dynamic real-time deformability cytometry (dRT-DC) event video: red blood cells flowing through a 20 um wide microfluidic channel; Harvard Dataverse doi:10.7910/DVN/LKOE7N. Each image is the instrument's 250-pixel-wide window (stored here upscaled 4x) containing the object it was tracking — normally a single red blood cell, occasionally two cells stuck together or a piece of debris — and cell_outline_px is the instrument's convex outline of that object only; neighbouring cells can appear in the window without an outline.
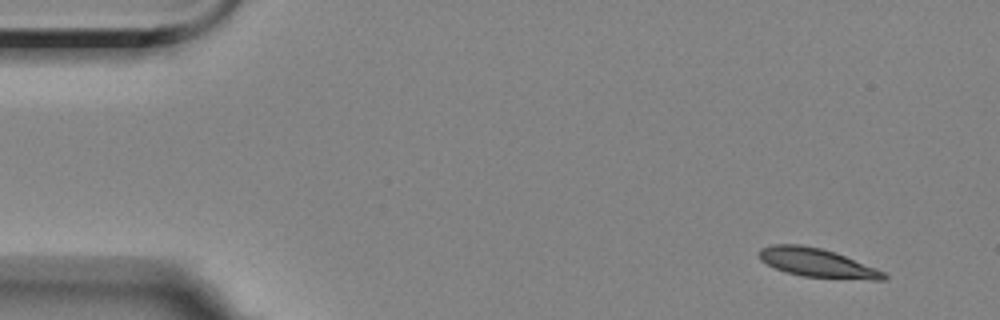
{"species": "Egyptian fruit bat (a non-hibernating species)", "species_latin": "Rousettus aegyptiacus", "temperature_condition": "room temperature", "stored_images_in_passage": 14, "camera_frame_rate_fps": 3000, "um_per_image_px": 0.085, "animal": {"sex": "female"}, "frame": {"image": 1, "passage_image": 1, "time_ms": 0.0, "image_size_px": [1000, 320], "cell_outline_px": [[888, 276], [884, 280], [872, 280], [804, 276], [784, 272], [760, 260], [760, 248], [772, 244], [800, 244], [820, 248], [836, 252], [876, 268], [884, 272]], "centroid_in_image_um": [69.47, 22.33], "position_along_channel_um": 15.5, "area_um2": 20.81}}
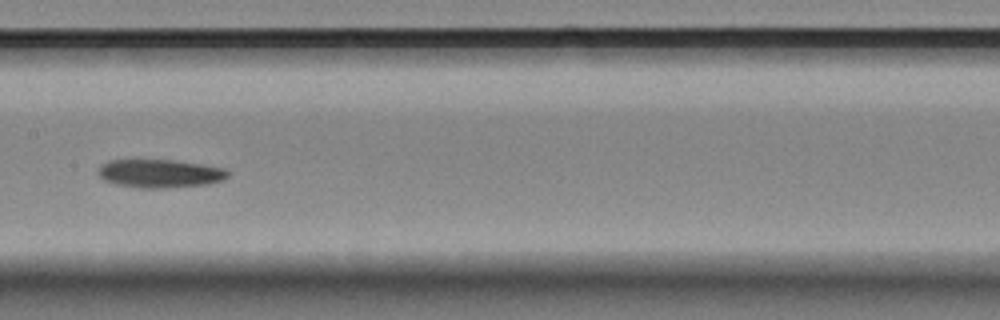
{"frame": {"image": 2, "passage_image": 7, "time_ms": 8.0, "image_size_px": [1000, 320], "cell_outline_px": [[228, 176], [220, 180], [208, 184], [168, 188], [140, 188], [116, 184], [104, 180], [96, 172], [100, 164], [108, 160], [172, 160], [204, 164], [224, 168], [228, 172]], "centroid_in_image_um": [13.55, 14.74], "position_along_channel_um": 193.9, "area_um2": 21.5}}
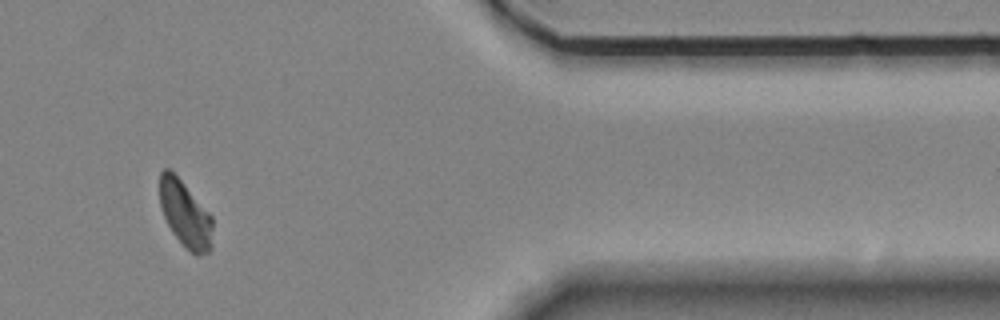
{"frame": {"image": 3, "passage_image": 12, "time_ms": 14.667, "image_size_px": [1000, 320], "cell_outline_px": [[212, 248], [208, 252], [200, 256], [196, 256], [172, 232], [164, 216], [160, 204], [160, 172], [164, 168], [168, 168], [184, 184], [212, 216]], "centroid_in_image_um": [15.76, 18.21], "position_along_channel_um": 395.6, "area_um2": 20.06}, "authors_computed_cell_mechanics": {"area_um2": 21.1259, "velocity_mm_per_s": 3.4929, "shape_relaxation_time_tau1_ms": 9.643, "shape_relaxation_time_tau2_ms": null, "deformation_change_tau1": 0.1681, "deformation_change_tau2": null}}